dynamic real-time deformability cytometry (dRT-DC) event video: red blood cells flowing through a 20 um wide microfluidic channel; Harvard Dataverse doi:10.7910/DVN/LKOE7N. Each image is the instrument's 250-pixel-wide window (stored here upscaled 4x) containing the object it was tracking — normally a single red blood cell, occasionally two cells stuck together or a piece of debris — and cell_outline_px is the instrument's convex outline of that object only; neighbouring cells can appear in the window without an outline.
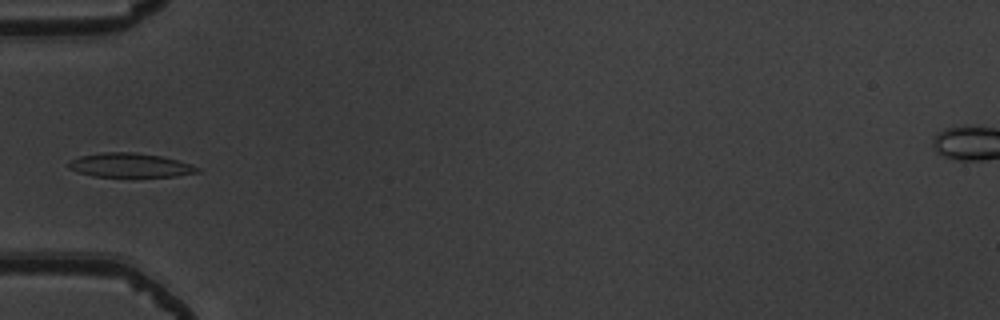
{"species": "common noctule bat (a hibernating species)", "species_latin": "Nyctalus noctula", "temperature_condition": "warm", "stored_images_in_passage": 35, "camera_frame_rate_fps": 3000, "um_per_image_px": 0.085, "animal": {"sex": "male", "body_mass_g": 19.5, "forearm_length_mm": 54.6}, "frame": {"image": 1, "passage_image": 1, "time_ms": 0.0, "image_size_px": [1000, 320], "cell_outline_px": [[200, 172], [176, 176], [92, 176], [68, 168], [68, 164], [72, 160], [80, 156], [104, 152], [136, 152], [160, 156], [192, 164], [200, 168]], "centroid_in_image_um": [11.08, 14.04], "position_along_channel_um": 73.9, "area_um2": 17.86}}
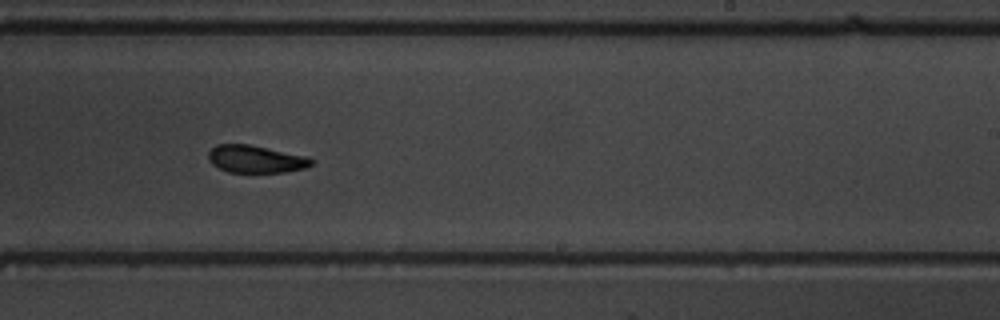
{"frame": {"image": 2, "passage_image": 16, "time_ms": 5.0, "image_size_px": [1000, 320], "cell_outline_px": [[312, 164], [304, 168], [284, 172], [228, 172], [212, 164], [208, 160], [208, 152], [216, 144], [248, 144], [308, 156], [312, 160]], "centroid_in_image_um": [21.71, 13.51], "position_along_channel_um": 267.3, "area_um2": 16.42}}
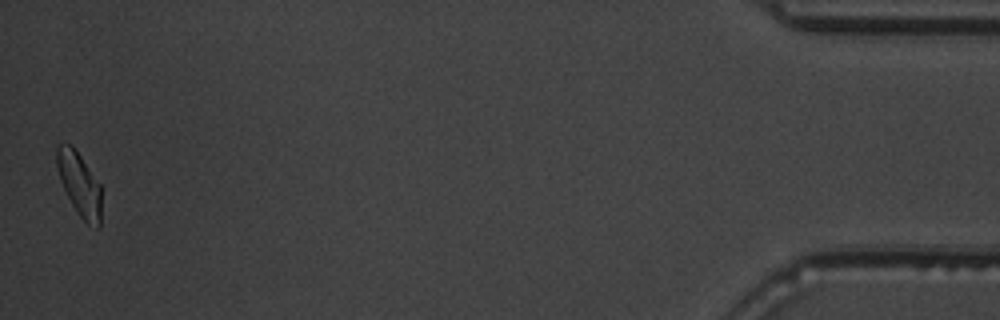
{"frame": {"image": 3, "passage_image": 35, "time_ms": 11.333, "image_size_px": [1000, 320], "cell_outline_px": [[100, 228], [96, 228], [88, 224], [80, 216], [72, 204], [60, 180], [56, 164], [56, 144], [72, 144], [100, 184]], "centroid_in_image_um": [6.73, 15.63], "position_along_channel_um": 428.5, "area_um2": 16.3}, "authors_computed_cell_mechanics": {"area_um2": 17.4556, "velocity_mm_per_s": 3.8715, "shape_relaxation_time_tau1_ms": 2.0292, "shape_relaxation_time_tau2_ms": 3.7821, "deformation_change_tau1": 0.0943, "deformation_change_tau2": 0.0898}}